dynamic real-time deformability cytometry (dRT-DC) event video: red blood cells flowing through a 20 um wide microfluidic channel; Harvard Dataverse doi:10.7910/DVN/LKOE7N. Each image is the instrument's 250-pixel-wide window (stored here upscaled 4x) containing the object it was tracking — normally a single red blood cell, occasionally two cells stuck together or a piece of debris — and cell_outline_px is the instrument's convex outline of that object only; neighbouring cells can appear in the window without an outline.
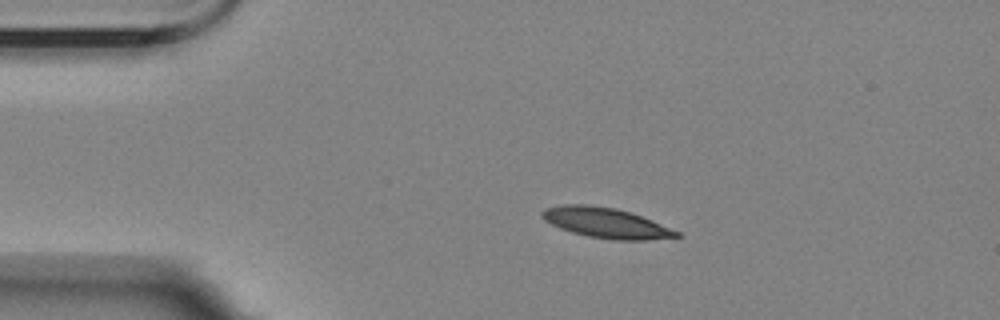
{"species": "Egyptian fruit bat (a non-hibernating species)", "species_latin": "Rousettus aegyptiacus", "temperature_condition": "room temperature", "stored_images_in_passage": 9, "camera_frame_rate_fps": 3000, "um_per_image_px": 0.085, "animal": {"sex": "female"}, "frame": {"image": 1, "passage_image": 1, "time_ms": 0.0, "image_size_px": [1000, 320], "cell_outline_px": [[684, 236], [648, 240], [612, 240], [588, 236], [572, 232], [560, 228], [544, 220], [540, 216], [540, 212], [544, 208], [560, 204], [588, 204], [616, 208], [640, 216], [680, 232]], "centroid_in_image_um": [51.46, 18.94], "position_along_channel_um": 33.5, "area_um2": 23.7}}
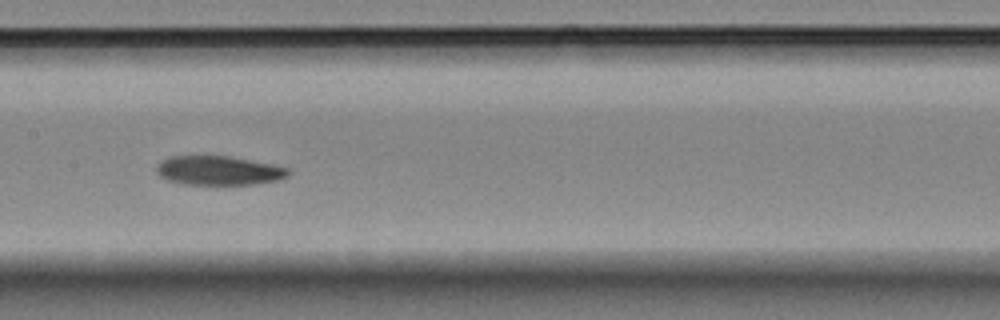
{"frame": {"image": 2, "passage_image": 6, "time_ms": 5.667, "image_size_px": [1000, 320], "cell_outline_px": [[292, 172], [288, 176], [276, 180], [256, 184], [184, 184], [168, 180], [160, 176], [156, 172], [156, 164], [160, 160], [172, 156], [228, 156], [288, 168]], "centroid_in_image_um": [18.54, 14.49], "position_along_channel_um": 188.9, "area_um2": 22.2}}
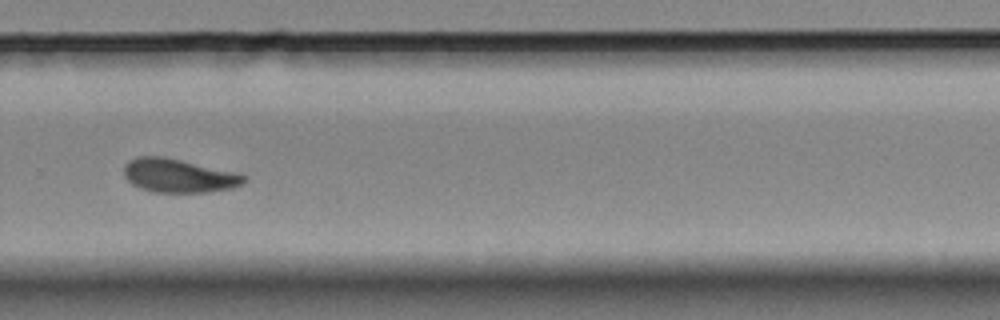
{"frame": {"image": 3, "passage_image": 9, "time_ms": 9.333, "image_size_px": [1000, 320], "cell_outline_px": [[244, 184], [232, 188], [204, 192], [152, 192], [140, 188], [132, 184], [124, 176], [124, 164], [128, 160], [136, 156], [164, 156], [240, 172], [244, 176]], "centroid_in_image_um": [15.18, 14.91], "position_along_channel_um": 314.6, "area_um2": 23.87}}